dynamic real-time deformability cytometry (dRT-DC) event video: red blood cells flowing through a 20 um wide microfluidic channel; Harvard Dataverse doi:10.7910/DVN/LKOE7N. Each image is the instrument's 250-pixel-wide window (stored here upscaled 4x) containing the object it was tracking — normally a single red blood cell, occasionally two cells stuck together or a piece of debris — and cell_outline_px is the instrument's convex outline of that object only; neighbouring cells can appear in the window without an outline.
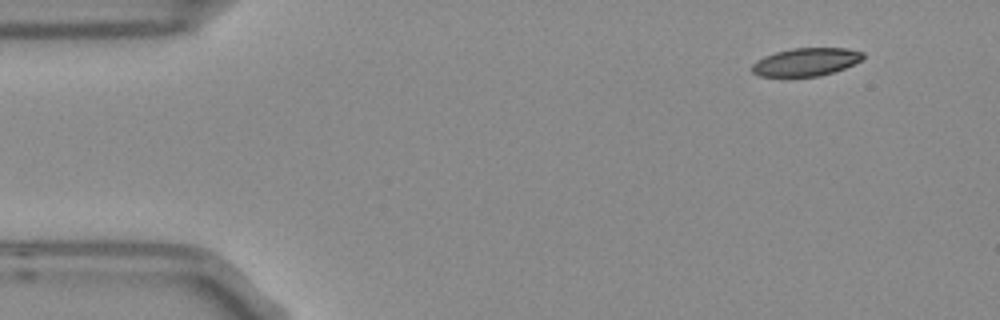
{"species": "Egyptian fruit bat (a non-hibernating species)", "species_latin": "Rousettus aegyptiacus", "temperature_condition": "room temperature", "stored_images_in_passage": 4, "camera_frame_rate_fps": 3000, "um_per_image_px": 0.085, "frame": {"image": 1, "passage_image": 1, "time_ms": 0.0, "image_size_px": [1000, 320], "cell_outline_px": [[864, 60], [844, 68], [820, 76], [760, 76], [752, 72], [752, 64], [756, 60], [764, 56], [776, 52], [792, 48], [848, 48], [864, 52]], "centroid_in_image_um": [68.54, 5.25], "position_along_channel_um": 16.5, "area_um2": 18.15}}
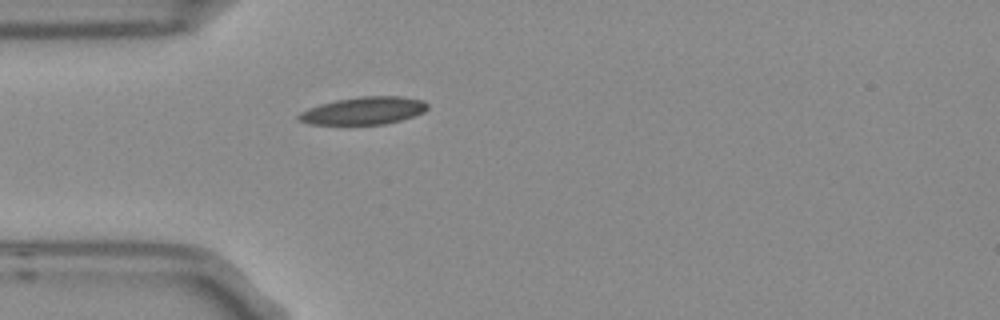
{"frame": {"image": 2, "passage_image": 4, "time_ms": 1.0, "image_size_px": [1000, 320], "cell_outline_px": [[428, 108], [424, 112], [400, 120], [384, 124], [308, 124], [296, 120], [296, 116], [300, 112], [308, 108], [320, 104], [336, 100], [360, 96], [404, 96], [424, 100], [428, 104]], "centroid_in_image_um": [30.9, 9.4], "position_along_channel_um": 54.1, "area_um2": 20.81}}